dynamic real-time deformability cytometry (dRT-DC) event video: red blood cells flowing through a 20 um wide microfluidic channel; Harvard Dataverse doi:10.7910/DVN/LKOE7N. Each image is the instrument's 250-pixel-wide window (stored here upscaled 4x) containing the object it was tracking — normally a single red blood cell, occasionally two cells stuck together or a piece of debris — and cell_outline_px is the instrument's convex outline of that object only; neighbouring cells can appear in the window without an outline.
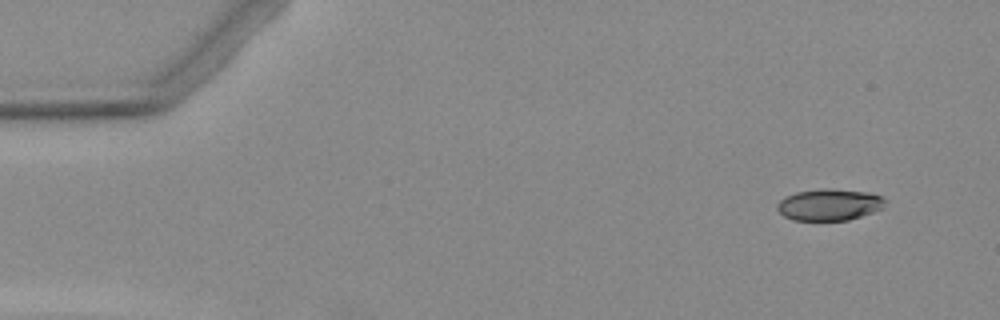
{"species": "Egyptian fruit bat (a non-hibernating species)", "species_latin": "Rousettus aegyptiacus", "temperature_condition": "warm", "stored_images_in_passage": 4, "camera_frame_rate_fps": 3000, "um_per_image_px": 0.085, "animal": {"sex": "female"}, "frame": {"image": 1, "passage_image": 1, "time_ms": 0.0, "image_size_px": [1000, 320], "cell_outline_px": [[884, 200], [880, 208], [872, 212], [848, 220], [792, 220], [784, 216], [776, 208], [776, 204], [780, 200], [796, 192], [824, 188], [868, 192], [880, 196]], "centroid_in_image_um": [70.43, 17.4], "position_along_channel_um": 14.6, "area_um2": 19.48}}
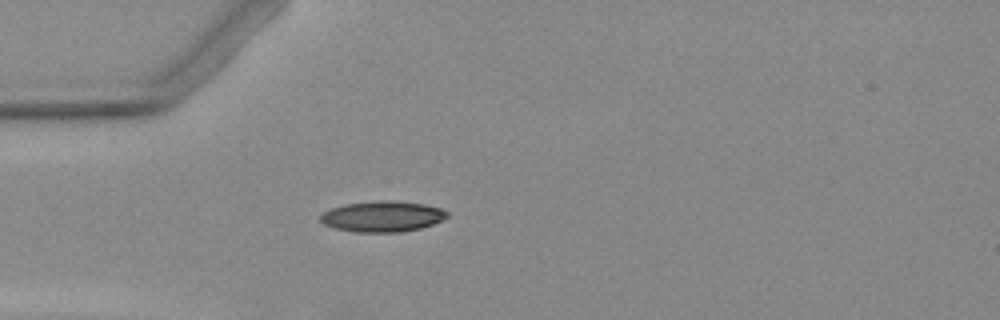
{"frame": {"image": 2, "passage_image": 4, "time_ms": 3.667, "image_size_px": [1000, 320], "cell_outline_px": [[448, 216], [432, 224], [420, 228], [400, 232], [356, 232], [336, 228], [324, 224], [320, 220], [320, 216], [324, 212], [332, 208], [344, 204], [380, 200], [392, 200], [424, 204], [440, 208], [448, 212]], "centroid_in_image_um": [32.5, 18.39], "position_along_channel_um": 52.5, "area_um2": 22.54}}